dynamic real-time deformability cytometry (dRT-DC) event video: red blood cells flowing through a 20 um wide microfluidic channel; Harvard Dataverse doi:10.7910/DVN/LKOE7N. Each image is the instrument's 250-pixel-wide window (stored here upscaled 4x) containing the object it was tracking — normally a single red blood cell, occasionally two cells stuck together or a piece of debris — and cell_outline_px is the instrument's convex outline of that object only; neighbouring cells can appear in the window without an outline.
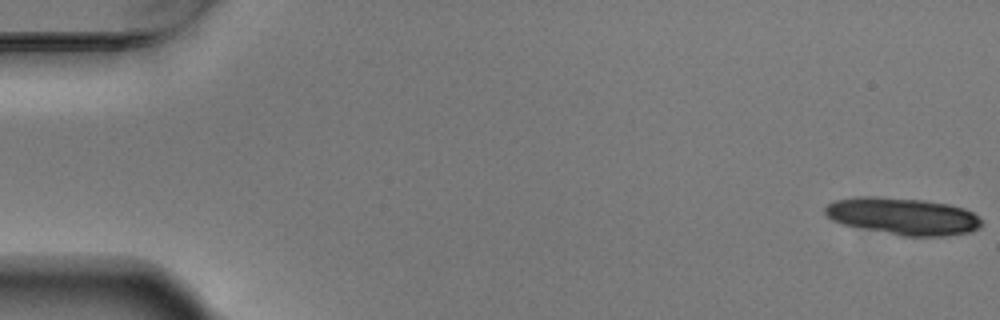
{"species": "Egyptian fruit bat (a non-hibernating species)", "species_latin": "Rousettus aegyptiacus", "temperature_condition": "warm", "stored_images_in_passage": 17, "camera_frame_rate_fps": 3000, "um_per_image_px": 0.085, "animal": {"sex": "male"}, "frame": {"image": 1, "passage_image": 1, "time_ms": 0.0, "image_size_px": [1000, 320], "cell_outline_px": [[984, 224], [980, 228], [968, 232], [944, 236], [900, 236], [840, 224], [832, 220], [824, 212], [824, 208], [828, 204], [836, 200], [856, 196], [872, 196], [924, 200], [948, 204], [964, 208], [972, 212]], "centroid_in_image_um": [76.72, 18.38], "position_along_channel_um": 8.3, "area_um2": 33.93}}